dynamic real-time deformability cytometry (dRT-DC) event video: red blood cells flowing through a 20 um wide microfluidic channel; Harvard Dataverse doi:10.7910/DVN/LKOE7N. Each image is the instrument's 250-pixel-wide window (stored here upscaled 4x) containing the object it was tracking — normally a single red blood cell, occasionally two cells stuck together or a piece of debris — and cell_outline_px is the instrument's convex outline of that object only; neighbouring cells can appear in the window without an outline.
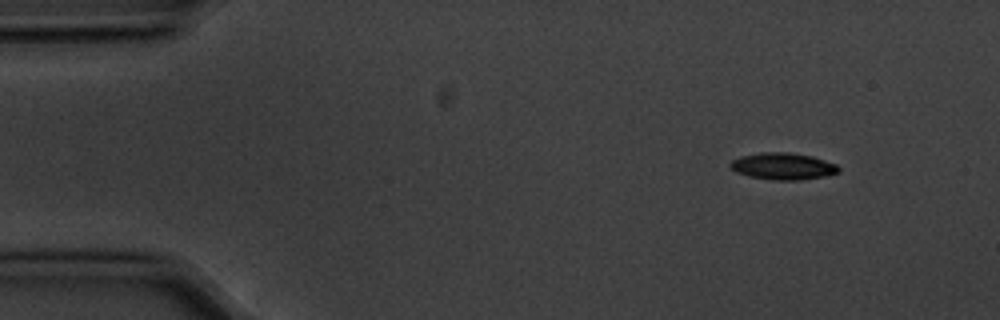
{"species": "common noctule bat (a hibernating species)", "species_latin": "Nyctalus noctula", "temperature_condition": "cold", "stored_images_in_passage": 4, "camera_frame_rate_fps": 3000, "um_per_image_px": 0.085, "animal": {"sex": "male", "body_mass_g": 20.1, "forearm_length_mm": 53.5}, "frame": {"image": 1, "passage_image": 1, "time_ms": 0.0, "image_size_px": [1000, 320], "cell_outline_px": [[840, 172], [824, 176], [800, 180], [772, 180], [748, 176], [736, 172], [728, 164], [732, 160], [740, 156], [764, 152], [788, 152], [812, 156], [836, 164], [840, 168]], "centroid_in_image_um": [66.55, 14.13], "position_along_channel_um": 18.5, "area_um2": 16.94}}